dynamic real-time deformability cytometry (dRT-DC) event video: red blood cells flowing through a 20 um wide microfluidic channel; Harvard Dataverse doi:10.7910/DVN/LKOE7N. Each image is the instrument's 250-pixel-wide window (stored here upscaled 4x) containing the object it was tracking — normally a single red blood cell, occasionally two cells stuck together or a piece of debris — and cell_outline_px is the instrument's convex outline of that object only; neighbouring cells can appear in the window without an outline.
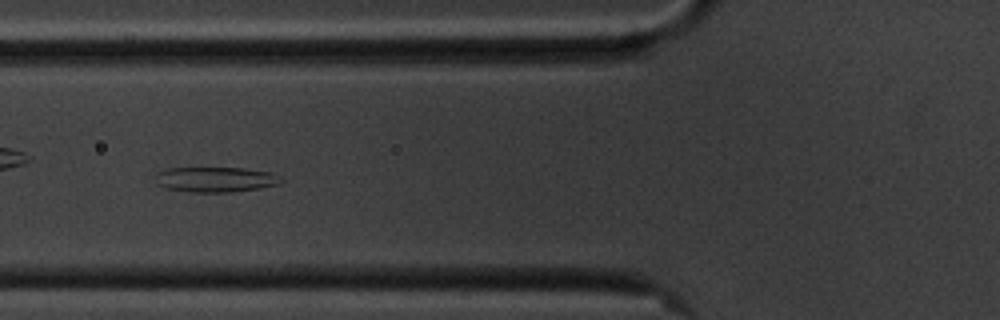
{"species": "common noctule bat (a hibernating species)", "species_latin": "Nyctalus noctula", "temperature_condition": "cold", "stored_images_in_passage": 35, "camera_frame_rate_fps": 3000, "um_per_image_px": 0.085, "animal": {"sex": "male", "body_mass_g": 20.1, "forearm_length_mm": 53.5}, "frame": {"image": 1, "passage_image": 6, "time_ms": 1.667, "image_size_px": [1000, 320], "cell_outline_px": [[284, 180], [280, 184], [260, 188], [232, 192], [188, 192], [164, 188], [156, 184], [156, 172], [168, 168], [244, 168], [272, 172]], "centroid_in_image_um": [18.31, 15.26], "position_along_channel_um": 107.5, "area_um2": 18.67}}
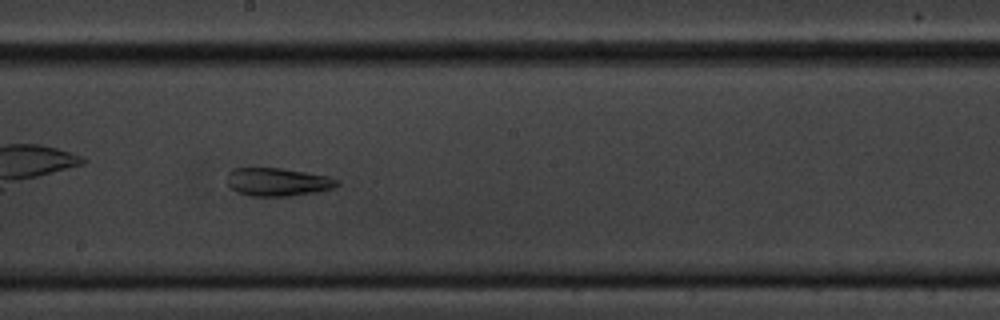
{"frame": {"image": 2, "passage_image": 16, "time_ms": 5.0, "image_size_px": [1000, 320], "cell_outline_px": [[340, 184], [332, 188], [316, 192], [288, 196], [252, 196], [236, 192], [228, 184], [228, 172], [232, 168], [280, 168], [328, 176], [340, 180]], "centroid_in_image_um": [23.61, 15.47], "position_along_channel_um": 224.6, "area_um2": 17.98}, "authors_computed_cell_mechanics": {"area_um2": 18.6694, "velocity_mm_per_s": 3.5151, "shape_relaxation_time_tau1_ms": null, "shape_relaxation_time_tau2_ms": 6.7753, "deformation_change_tau1": null, "deformation_change_tau2": 0.1616}}